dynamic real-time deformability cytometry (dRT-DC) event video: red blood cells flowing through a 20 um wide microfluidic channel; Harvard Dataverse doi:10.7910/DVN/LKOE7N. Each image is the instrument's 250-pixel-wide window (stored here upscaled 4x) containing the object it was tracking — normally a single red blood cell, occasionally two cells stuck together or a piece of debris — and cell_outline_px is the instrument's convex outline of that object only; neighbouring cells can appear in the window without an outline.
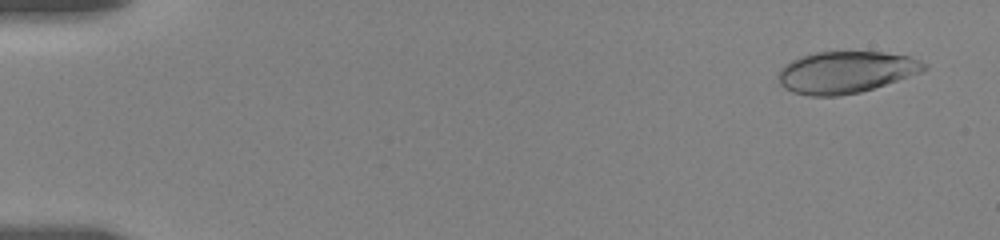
{"species": "human", "species_latin": "Homo sapiens", "temperature_condition": "room temperature", "stored_images_in_passage": 41, "camera_frame_rate_fps": 3000, "um_per_image_px": 0.085, "donor": {"sex": "female"}, "frame": {"image": 1, "passage_image": 2, "time_ms": 0.667, "image_size_px": [1000, 240], "cell_outline_px": [[928, 68], [920, 72], [860, 92], [840, 96], [808, 96], [792, 92], [780, 84], [776, 76], [780, 68], [784, 64], [800, 56], [816, 52], [884, 52], [908, 56], [920, 60], [928, 64]], "centroid_in_image_um": [71.84, 6.13], "position_along_channel_um": 13.2, "area_um2": 35.49}}
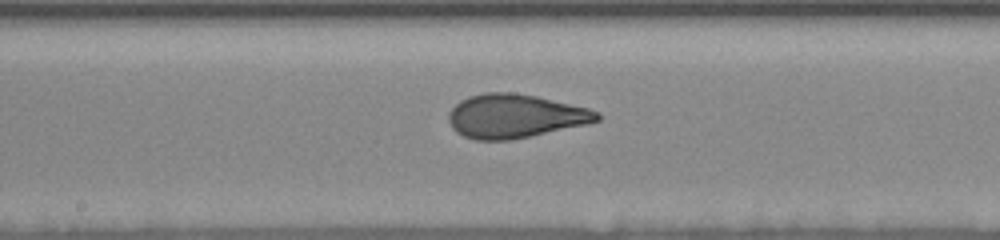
{"frame": {"image": 2, "passage_image": 22, "time_ms": 9.667, "image_size_px": [1000, 240], "cell_outline_px": [[600, 120], [588, 124], [512, 140], [476, 140], [464, 136], [456, 132], [452, 128], [448, 120], [448, 112], [460, 100], [468, 96], [484, 92], [516, 92], [536, 96], [588, 108], [600, 112]], "centroid_in_image_um": [43.76, 9.87], "position_along_channel_um": 204.4, "area_um2": 38.09}}
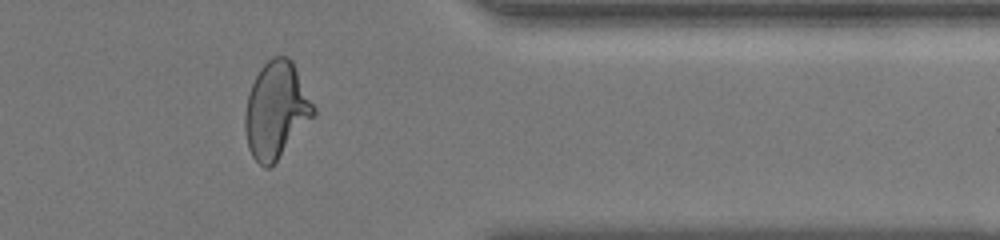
{"frame": {"image": 3, "passage_image": 34, "time_ms": 15.0, "image_size_px": [1000, 240], "cell_outline_px": [[316, 112], [276, 160], [268, 168], [264, 168], [252, 156], [248, 148], [244, 128], [244, 112], [248, 96], [252, 84], [260, 68], [272, 56], [288, 56], [292, 60], [316, 108]], "centroid_in_image_um": [23.45, 9.33], "position_along_channel_um": 388.0, "area_um2": 37.97}, "authors_computed_cell_mechanics": {"area_um2": 37.4544, "velocity_mm_per_s": 3.6324, "shape_relaxation_time_tau1_ms": 6.6939, "shape_relaxation_time_tau2_ms": 0.7237, "deformation_change_tau1": 0.2073, "deformation_change_tau2": 0.07}}